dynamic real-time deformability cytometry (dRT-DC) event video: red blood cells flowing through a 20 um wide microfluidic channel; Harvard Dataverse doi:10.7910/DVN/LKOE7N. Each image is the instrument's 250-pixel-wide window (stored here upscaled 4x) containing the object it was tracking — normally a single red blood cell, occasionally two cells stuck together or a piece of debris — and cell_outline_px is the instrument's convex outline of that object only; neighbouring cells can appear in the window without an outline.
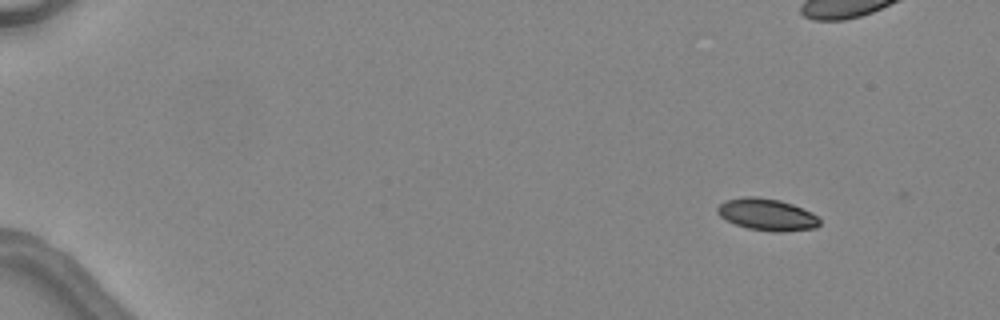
{"species": "common noctule bat (a hibernating species)", "species_latin": "Nyctalus noctula", "temperature_condition": "warm", "stored_images_in_passage": 5, "camera_frame_rate_fps": 3000, "um_per_image_px": 0.085, "animal": {"sex": "female", "body_mass_g": 24.6, "forearm_length_mm": 56.2}, "frame": {"image": 1, "passage_image": 1, "time_ms": 0.0, "image_size_px": [1000, 320], "cell_outline_px": [[820, 224], [816, 228], [784, 232], [772, 232], [748, 228], [736, 224], [720, 216], [716, 212], [716, 208], [724, 200], [744, 196], [756, 196], [780, 200], [792, 204], [812, 212], [820, 220]], "centroid_in_image_um": [65.19, 18.23], "position_along_channel_um": 19.8, "area_um2": 19.13}}